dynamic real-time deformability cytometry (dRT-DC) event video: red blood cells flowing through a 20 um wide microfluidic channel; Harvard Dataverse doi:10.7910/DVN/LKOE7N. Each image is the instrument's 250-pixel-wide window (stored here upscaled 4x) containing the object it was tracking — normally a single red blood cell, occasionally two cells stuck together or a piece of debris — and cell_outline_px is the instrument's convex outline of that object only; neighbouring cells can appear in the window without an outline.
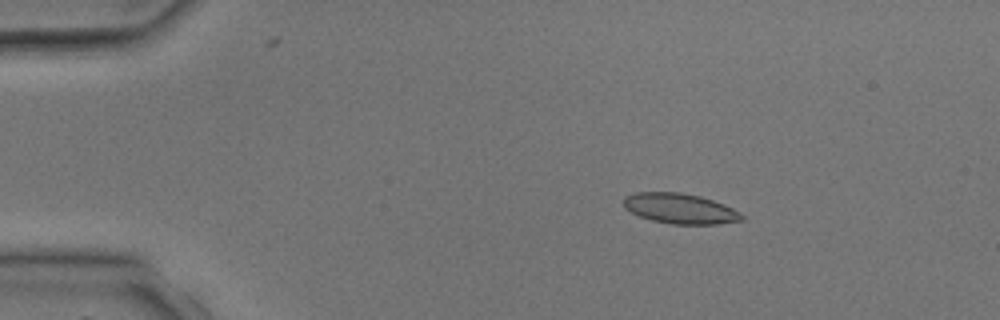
{"species": "common noctule bat (a hibernating species)", "species_latin": "Nyctalus noctula", "temperature_condition": "room temperature", "stored_images_in_passage": 3, "camera_frame_rate_fps": 3000, "um_per_image_px": 0.085, "animal": {"sex": "male", "body_mass_g": 17.9, "forearm_length_mm": 54.2}, "frame": {"image": 1, "passage_image": 2, "time_ms": 1.0, "image_size_px": [1000, 320], "cell_outline_px": [[744, 220], [716, 224], [672, 224], [652, 220], [640, 216], [624, 208], [624, 196], [636, 192], [680, 192], [700, 196], [724, 204], [740, 212], [744, 216]], "centroid_in_image_um": [57.81, 17.72], "position_along_channel_um": 27.2, "area_um2": 20.81}}